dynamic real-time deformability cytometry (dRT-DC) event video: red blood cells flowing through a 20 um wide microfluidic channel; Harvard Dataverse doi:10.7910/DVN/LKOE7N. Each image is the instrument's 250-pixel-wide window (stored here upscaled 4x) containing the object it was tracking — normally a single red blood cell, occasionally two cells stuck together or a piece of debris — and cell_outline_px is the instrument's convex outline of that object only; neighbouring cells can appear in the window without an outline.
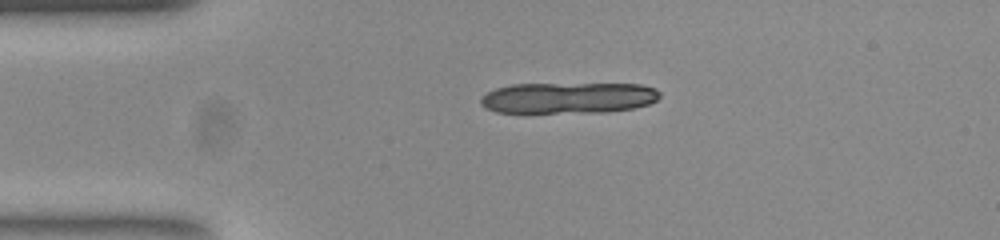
{"species": "common noctule bat (a hibernating species)", "species_latin": "Nyctalus noctula", "temperature_condition": "room temperature", "stored_images_in_passage": 7, "camera_frame_rate_fps": 3000, "um_per_image_px": 0.085, "animal": {"sex": "female", "body_mass_g": 23.0, "forearm_length_mm": 53.4}, "frame": {"image": 1, "passage_image": 1, "time_ms": 0.0, "image_size_px": [1000, 240], "cell_outline_px": [[660, 96], [656, 100], [648, 104], [632, 108], [608, 112], [496, 112], [480, 104], [480, 96], [496, 88], [512, 84], [640, 84], [656, 88], [660, 92]], "centroid_in_image_um": [48.31, 8.31], "position_along_channel_um": 36.7, "area_um2": 32.37}}